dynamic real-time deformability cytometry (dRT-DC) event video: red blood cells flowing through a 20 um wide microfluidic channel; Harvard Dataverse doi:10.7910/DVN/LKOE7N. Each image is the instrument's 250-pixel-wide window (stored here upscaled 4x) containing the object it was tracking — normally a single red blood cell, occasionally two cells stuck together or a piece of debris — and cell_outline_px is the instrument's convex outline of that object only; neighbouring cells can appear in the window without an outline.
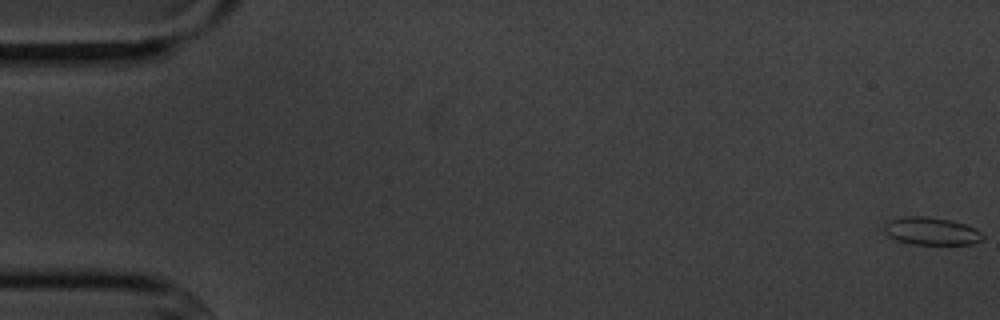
{"species": "common noctule bat (a hibernating species)", "species_latin": "Nyctalus noctula", "temperature_condition": "cold", "stored_images_in_passage": 15, "camera_frame_rate_fps": 3000, "um_per_image_px": 0.085, "animal": {"sex": "male", "body_mass_g": 20.1, "forearm_length_mm": 53.5}, "frame": {"image": 1, "passage_image": 1, "time_ms": 0.0, "image_size_px": [1000, 320], "cell_outline_px": [[984, 240], [972, 244], [912, 244], [896, 240], [888, 236], [884, 232], [884, 224], [888, 220], [904, 216], [924, 216], [952, 220], [976, 228], [984, 236]], "centroid_in_image_um": [79.15, 19.64], "position_along_channel_um": 5.8, "area_um2": 16.07}}
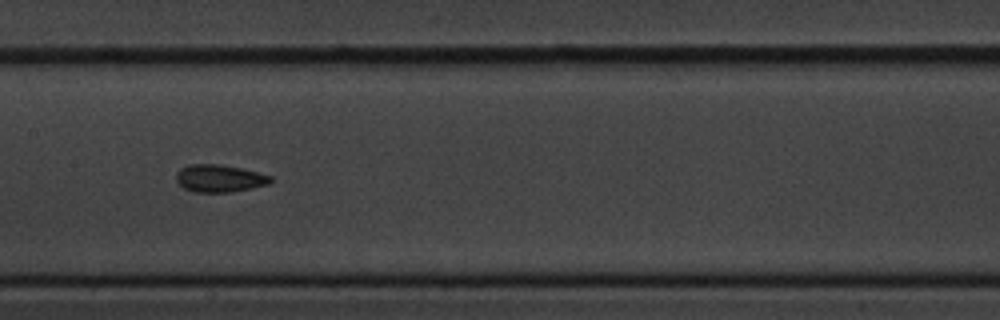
{"frame": {"image": 2, "passage_image": 8, "time_ms": 9.0, "image_size_px": [1000, 320], "cell_outline_px": [[272, 180], [268, 184], [252, 188], [228, 192], [192, 192], [184, 188], [176, 180], [176, 172], [180, 168], [188, 164], [216, 164], [240, 168], [272, 176]], "centroid_in_image_um": [18.62, 15.16], "position_along_channel_um": 188.8, "area_um2": 15.03}}
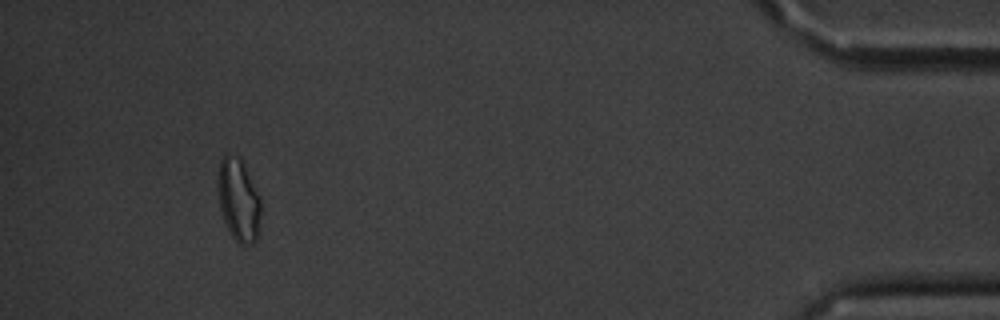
{"frame": {"image": 3, "passage_image": 14, "time_ms": 17.0, "image_size_px": [1000, 320], "cell_outline_px": [[260, 212], [256, 244], [240, 244], [232, 236], [224, 220], [220, 208], [220, 160], [228, 152], [240, 160], [244, 164], [260, 196]], "centroid_in_image_um": [20.32, 17.03], "position_along_channel_um": 414.9, "area_um2": 20.0}, "authors_computed_cell_mechanics": {"area_um2": 15.028, "velocity_mm_per_s": 3.6398, "shape_relaxation_time_tau1_ms": 4.2096, "shape_relaxation_time_tau2_ms": 1.3729, "deformation_change_tau1": 0.0865, "deformation_change_tau2": 0.051}}